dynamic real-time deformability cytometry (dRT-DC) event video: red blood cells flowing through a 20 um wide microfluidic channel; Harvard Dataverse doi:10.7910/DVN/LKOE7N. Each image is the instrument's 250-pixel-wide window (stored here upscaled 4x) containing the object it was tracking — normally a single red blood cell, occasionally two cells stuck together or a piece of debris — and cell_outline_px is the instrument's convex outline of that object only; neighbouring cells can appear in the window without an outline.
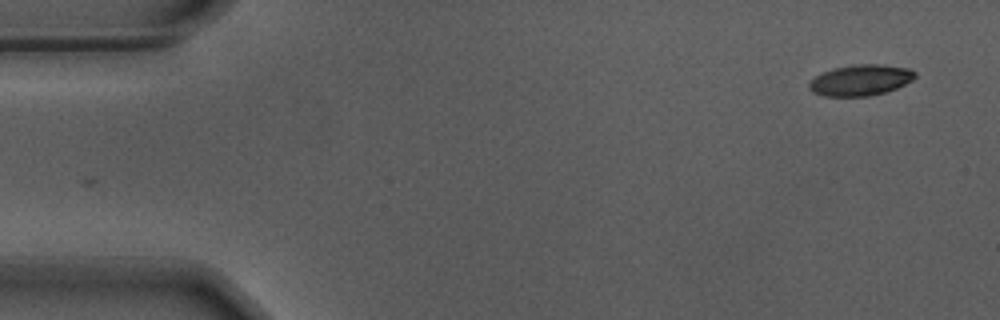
{"species": "Egyptian fruit bat (a non-hibernating species)", "species_latin": "Rousettus aegyptiacus", "temperature_condition": "warm", "stored_images_in_passage": 54, "camera_frame_rate_fps": 3000, "um_per_image_px": 0.085, "animal": {"sex": "male"}, "frame": {"image": 1, "passage_image": 1, "time_ms": 0.0, "image_size_px": [1000, 320], "cell_outline_px": [[916, 76], [912, 80], [896, 88], [884, 92], [868, 96], [824, 96], [812, 92], [808, 88], [808, 84], [816, 76], [832, 68], [856, 64], [880, 64], [908, 68], [916, 72]], "centroid_in_image_um": [73.14, 6.81], "position_along_channel_um": 11.9, "area_um2": 19.02}}
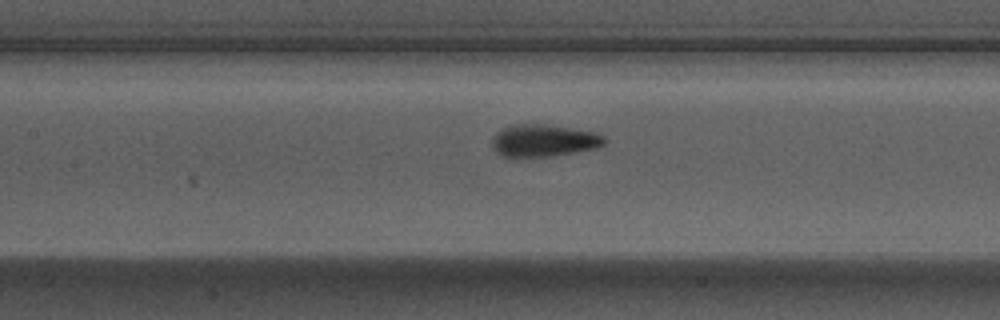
{"frame": {"image": 2, "passage_image": 23, "time_ms": 7.333, "image_size_px": [1000, 320], "cell_outline_px": [[608, 140], [604, 144], [596, 148], [552, 156], [512, 160], [500, 156], [496, 152], [492, 144], [492, 136], [496, 132], [504, 128], [516, 124], [544, 124], [596, 132], [604, 136]], "centroid_in_image_um": [46.16, 11.99], "position_along_channel_um": 161.2, "area_um2": 21.73}}
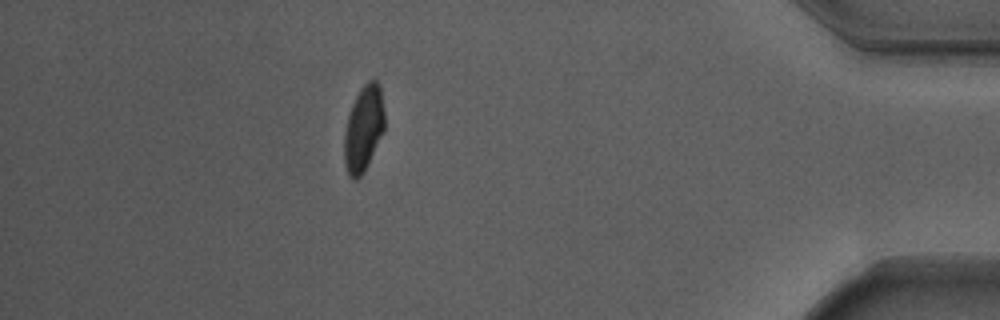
{"frame": {"image": 3, "passage_image": 47, "time_ms": 15.333, "image_size_px": [1000, 320], "cell_outline_px": [[384, 132], [364, 172], [356, 180], [352, 180], [344, 164], [344, 132], [348, 116], [352, 104], [360, 88], [368, 80], [376, 80], [380, 84], [384, 112]], "centroid_in_image_um": [30.91, 10.93], "position_along_channel_um": 404.3, "area_um2": 20.29}, "authors_computed_cell_mechanics": {"area_um2": 20.3456, "velocity_mm_per_s": 3.6868, "shape_relaxation_time_tau1_ms": 4.012, "shape_relaxation_time_tau2_ms": 1.0726, "deformation_change_tau1": 0.1677, "deformation_change_tau2": 0.0688}}